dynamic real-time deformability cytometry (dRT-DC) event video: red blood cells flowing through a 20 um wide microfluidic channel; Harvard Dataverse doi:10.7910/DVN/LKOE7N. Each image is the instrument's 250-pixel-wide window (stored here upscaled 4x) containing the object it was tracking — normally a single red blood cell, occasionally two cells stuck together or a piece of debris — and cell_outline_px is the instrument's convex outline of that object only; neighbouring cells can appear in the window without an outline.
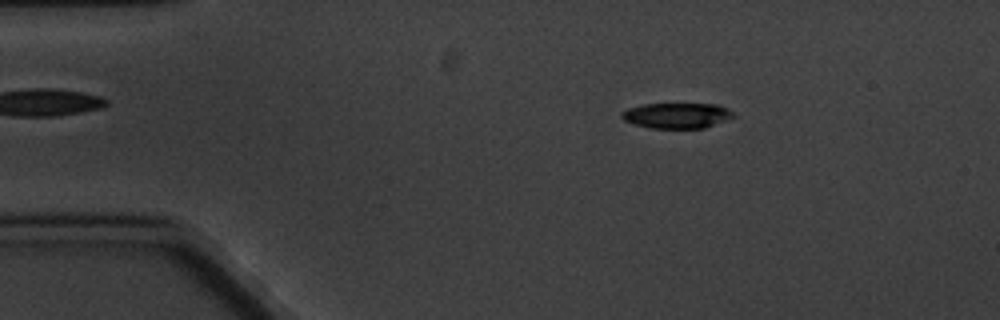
{"species": "common noctule bat (a hibernating species)", "species_latin": "Nyctalus noctula", "temperature_condition": "cold", "stored_images_in_passage": 5, "camera_frame_rate_fps": 3000, "um_per_image_px": 0.085, "animal": {"sex": "male", "body_mass_g": 20.1, "forearm_length_mm": 53.5}, "frame": {"image": 1, "passage_image": 3, "time_ms": 2.333, "image_size_px": [1000, 320], "cell_outline_px": [[736, 116], [704, 128], [652, 128], [636, 124], [624, 120], [620, 116], [620, 112], [628, 108], [644, 104], [716, 104], [728, 108]], "centroid_in_image_um": [57.53, 9.81], "position_along_channel_um": 27.5, "area_um2": 16.47}}